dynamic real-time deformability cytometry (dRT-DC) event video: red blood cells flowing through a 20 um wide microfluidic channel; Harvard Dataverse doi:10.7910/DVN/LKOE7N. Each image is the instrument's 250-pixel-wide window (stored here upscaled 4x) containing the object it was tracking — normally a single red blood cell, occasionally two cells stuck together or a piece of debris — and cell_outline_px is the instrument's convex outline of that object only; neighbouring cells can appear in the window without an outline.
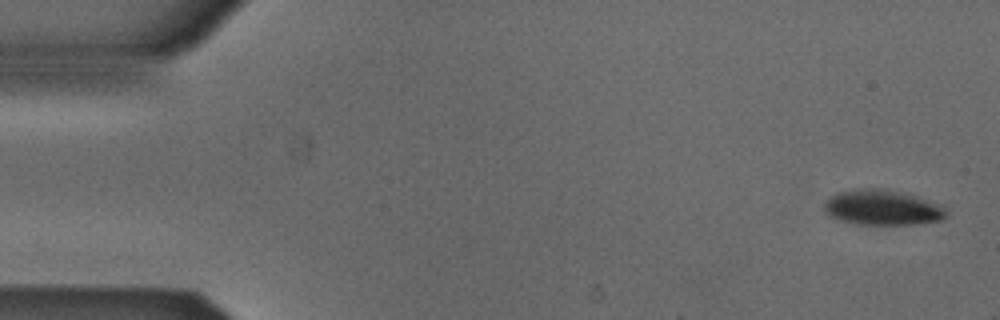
{"species": "Egyptian fruit bat (a non-hibernating species)", "species_latin": "Rousettus aegyptiacus", "temperature_condition": "cold", "stored_images_in_passage": 4, "camera_frame_rate_fps": 3000, "um_per_image_px": 0.085, "animal": {"sex": "male"}, "frame": {"image": 1, "passage_image": 1, "time_ms": 0.0, "image_size_px": [1000, 320], "cell_outline_px": [[948, 216], [944, 220], [912, 224], [856, 224], [840, 220], [828, 216], [824, 208], [824, 204], [836, 192], [852, 188], [888, 188], [908, 192], [936, 204], [944, 208], [948, 212]], "centroid_in_image_um": [75.0, 17.62], "position_along_channel_um": 10.0, "area_um2": 25.43}}